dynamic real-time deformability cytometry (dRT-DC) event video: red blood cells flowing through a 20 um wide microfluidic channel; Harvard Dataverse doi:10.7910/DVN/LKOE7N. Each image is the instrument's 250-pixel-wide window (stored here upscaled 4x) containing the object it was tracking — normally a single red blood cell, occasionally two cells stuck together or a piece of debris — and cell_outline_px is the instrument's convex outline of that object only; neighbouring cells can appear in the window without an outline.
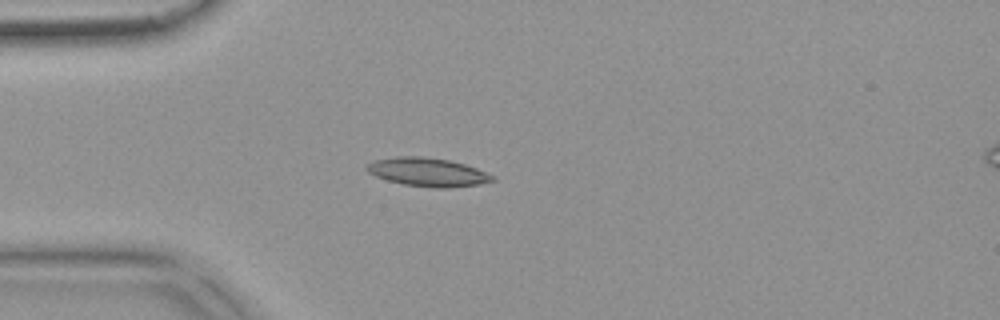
{"species": "common noctule bat (a hibernating species)", "species_latin": "Nyctalus noctula", "temperature_condition": "warm", "stored_images_in_passage": 52, "camera_frame_rate_fps": 3000, "um_per_image_px": 0.085, "animal": {"sex": "female", "body_mass_g": 18.4}, "frame": {"image": 1, "passage_image": 13, "time_ms": 4.0, "image_size_px": [1000, 320], "cell_outline_px": [[496, 180], [480, 184], [448, 188], [432, 188], [404, 184], [388, 180], [376, 176], [368, 172], [364, 168], [364, 164], [372, 160], [396, 156], [424, 156], [448, 160], [464, 164], [476, 168], [496, 176]], "centroid_in_image_um": [36.33, 14.62], "position_along_channel_um": 48.7, "area_um2": 21.15}}
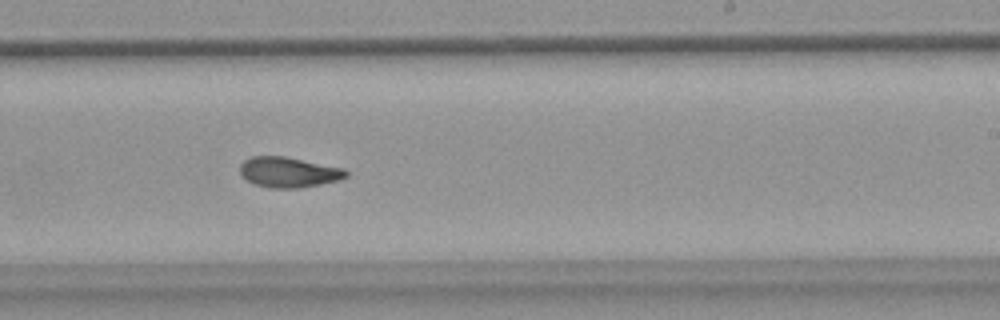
{"frame": {"image": 2, "passage_image": 31, "time_ms": 10.0, "image_size_px": [1000, 320], "cell_outline_px": [[348, 176], [340, 180], [320, 184], [296, 188], [268, 188], [252, 184], [240, 176], [240, 164], [244, 160], [252, 156], [284, 156], [344, 168], [348, 172]], "centroid_in_image_um": [24.5, 14.64], "position_along_channel_um": 264.5, "area_um2": 18.96}}
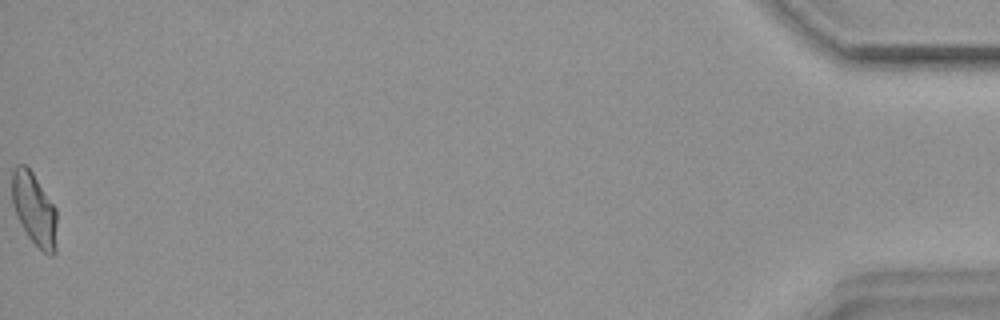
{"frame": {"image": 3, "passage_image": 52, "time_ms": 17.0, "image_size_px": [1000, 320], "cell_outline_px": [[56, 252], [52, 256], [44, 252], [28, 236], [20, 224], [16, 216], [12, 204], [12, 168], [16, 164], [24, 164], [32, 172], [56, 208]], "centroid_in_image_um": [2.89, 17.77], "position_along_channel_um": 432.3, "area_um2": 19.02}, "authors_computed_cell_mechanics": {"area_um2": 18.9873, "velocity_mm_per_s": 3.8266, "shape_relaxation_time_tau1_ms": null, "shape_relaxation_time_tau2_ms": 2.3597, "deformation_change_tau1": null, "deformation_change_tau2": 0.0813}}